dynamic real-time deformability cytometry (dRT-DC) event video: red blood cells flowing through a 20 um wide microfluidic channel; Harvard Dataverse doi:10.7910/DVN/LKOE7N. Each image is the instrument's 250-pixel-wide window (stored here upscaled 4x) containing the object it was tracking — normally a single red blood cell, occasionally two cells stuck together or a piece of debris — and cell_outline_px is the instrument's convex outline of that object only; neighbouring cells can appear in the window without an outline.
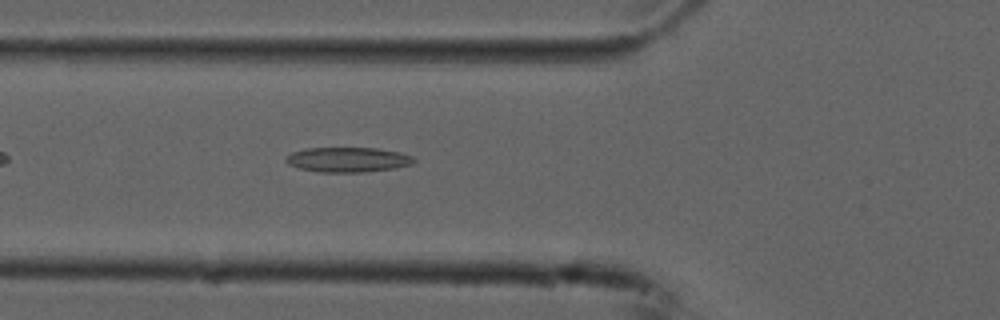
{"species": "common noctule bat (a hibernating species)", "species_latin": "Nyctalus noctula", "temperature_condition": "cold", "stored_images_in_passage": 42, "camera_frame_rate_fps": 3000, "um_per_image_px": 0.085, "animal": {"sex": "male", "forearm_length_mm": 52.5}, "frame": {"image": 1, "passage_image": 7, "time_ms": 2.0, "image_size_px": [1000, 320], "cell_outline_px": [[416, 160], [412, 164], [392, 168], [364, 172], [320, 172], [300, 168], [288, 164], [284, 160], [292, 152], [308, 148], [376, 148], [400, 152], [412, 156]], "centroid_in_image_um": [29.57, 13.57], "position_along_channel_um": 96.2, "area_um2": 18.38}}
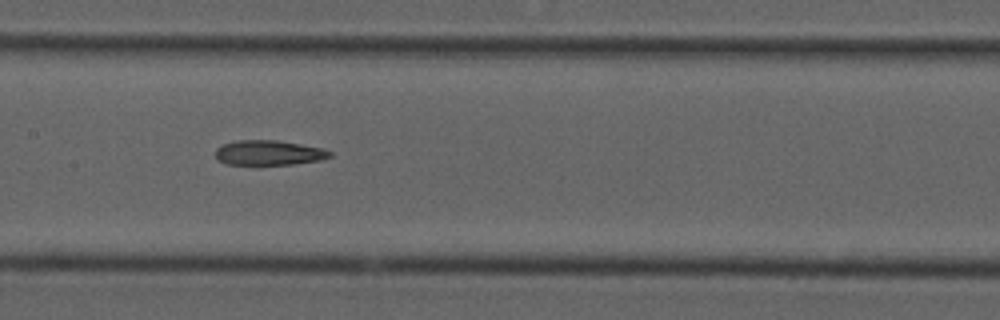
{"frame": {"image": 2, "passage_image": 14, "time_ms": 4.333, "image_size_px": [1000, 320], "cell_outline_px": [[332, 156], [320, 160], [292, 164], [228, 164], [220, 160], [216, 156], [216, 148], [224, 144], [236, 140], [276, 140], [324, 148], [332, 152]], "centroid_in_image_um": [22.88, 12.97], "position_along_channel_um": 184.5, "area_um2": 16.42}}
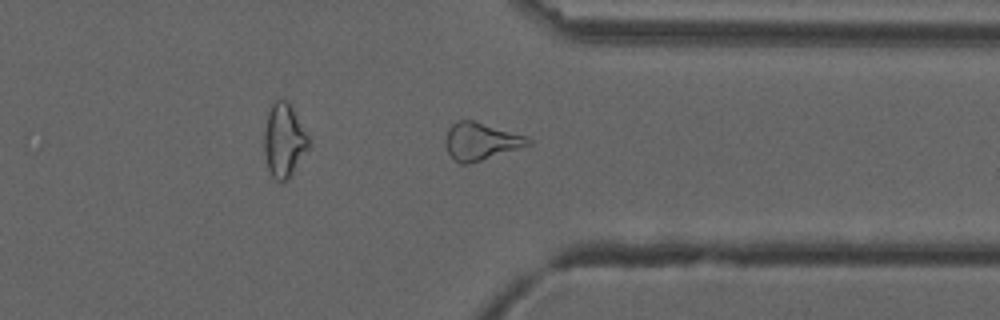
{"frame": {"image": 3, "passage_image": 29, "time_ms": 9.333, "image_size_px": [1000, 320], "cell_outline_px": [[532, 144], [520, 148], [468, 164], [460, 164], [448, 152], [444, 144], [444, 140], [448, 128], [456, 120], [472, 120], [528, 136], [532, 140]], "centroid_in_image_um": [40.86, 12.0], "position_along_channel_um": 370.5, "area_um2": 18.03}}